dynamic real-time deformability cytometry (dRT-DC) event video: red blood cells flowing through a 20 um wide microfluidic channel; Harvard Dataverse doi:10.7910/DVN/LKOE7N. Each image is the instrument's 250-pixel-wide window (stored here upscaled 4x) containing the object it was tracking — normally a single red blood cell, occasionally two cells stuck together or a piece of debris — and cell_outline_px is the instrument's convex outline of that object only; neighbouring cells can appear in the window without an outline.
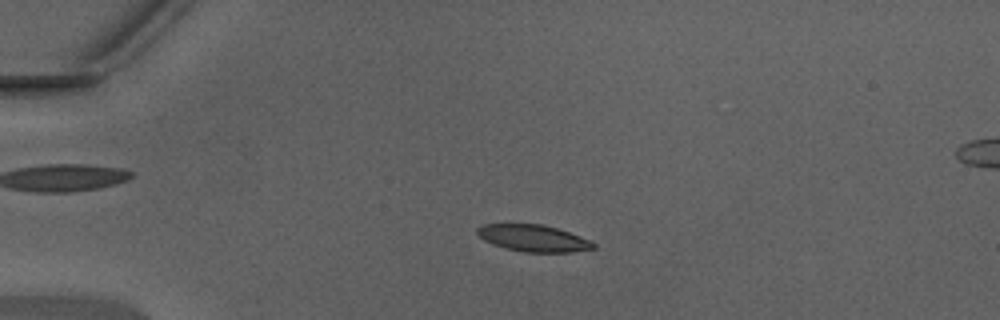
{"species": "Egyptian fruit bat (a non-hibernating species)", "species_latin": "Rousettus aegyptiacus", "temperature_condition": "warm", "stored_images_in_passage": 48, "camera_frame_rate_fps": 3000, "um_per_image_px": 0.085, "animal": {"sex": "male"}, "frame": {"image": 1, "passage_image": 12, "time_ms": 3.667, "image_size_px": [1000, 320], "cell_outline_px": [[596, 248], [572, 252], [524, 252], [504, 248], [492, 244], [484, 240], [476, 232], [476, 228], [484, 224], [540, 224], [556, 228], [592, 240], [596, 244]], "centroid_in_image_um": [45.35, 20.25], "position_along_channel_um": 39.7, "area_um2": 18.15}}
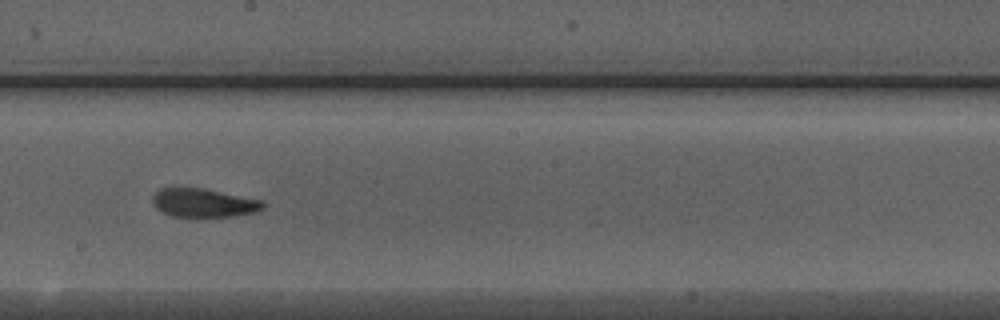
{"frame": {"image": 2, "passage_image": 28, "time_ms": 9.0, "image_size_px": [1000, 320], "cell_outline_px": [[264, 208], [256, 212], [232, 216], [196, 220], [192, 220], [168, 216], [160, 212], [152, 204], [152, 196], [160, 188], [172, 184], [180, 184], [204, 188], [264, 200]], "centroid_in_image_um": [17.2, 17.25], "position_along_channel_um": 231.0, "area_um2": 20.29}}
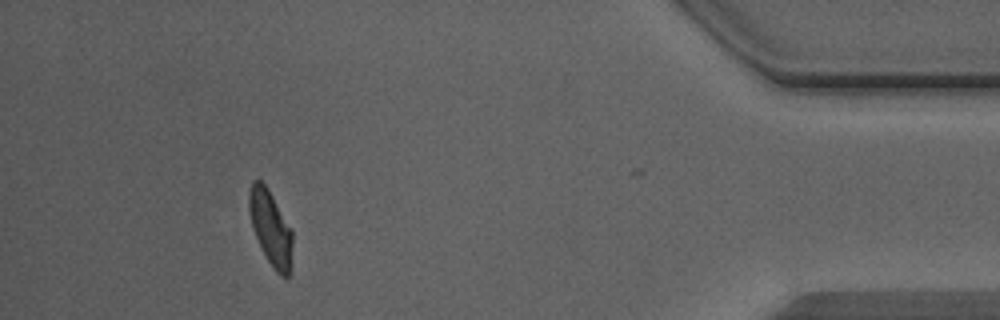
{"frame": {"image": 3, "passage_image": 44, "time_ms": 14.333, "image_size_px": [1000, 320], "cell_outline_px": [[292, 264], [288, 276], [280, 276], [276, 272], [268, 260], [252, 228], [248, 208], [248, 192], [252, 180], [260, 180], [268, 188], [292, 228]], "centroid_in_image_um": [23.01, 19.34], "position_along_channel_um": 412.2, "area_um2": 19.07}, "authors_computed_cell_mechanics": {"area_um2": 19.2185, "velocity_mm_per_s": 4.3958, "shape_relaxation_time_tau1_ms": 3.0712, "shape_relaxation_time_tau2_ms": 1.537, "deformation_change_tau1": 0.1621, "deformation_change_tau2": 0.0905}}